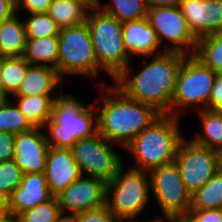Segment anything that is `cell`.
<instances>
[{
	"label": "cell",
	"instance_id": "cell-35",
	"mask_svg": "<svg viewBox=\"0 0 222 222\" xmlns=\"http://www.w3.org/2000/svg\"><path fill=\"white\" fill-rule=\"evenodd\" d=\"M16 12L26 10L29 14L47 13L50 9L52 0H15Z\"/></svg>",
	"mask_w": 222,
	"mask_h": 222
},
{
	"label": "cell",
	"instance_id": "cell-18",
	"mask_svg": "<svg viewBox=\"0 0 222 222\" xmlns=\"http://www.w3.org/2000/svg\"><path fill=\"white\" fill-rule=\"evenodd\" d=\"M62 80L54 68L30 65L20 87L12 96L52 95Z\"/></svg>",
	"mask_w": 222,
	"mask_h": 222
},
{
	"label": "cell",
	"instance_id": "cell-8",
	"mask_svg": "<svg viewBox=\"0 0 222 222\" xmlns=\"http://www.w3.org/2000/svg\"><path fill=\"white\" fill-rule=\"evenodd\" d=\"M217 73L194 55H186L180 66L171 101V115L179 117L185 107L196 106L197 111L208 109L211 89ZM181 109V110H180Z\"/></svg>",
	"mask_w": 222,
	"mask_h": 222
},
{
	"label": "cell",
	"instance_id": "cell-23",
	"mask_svg": "<svg viewBox=\"0 0 222 222\" xmlns=\"http://www.w3.org/2000/svg\"><path fill=\"white\" fill-rule=\"evenodd\" d=\"M197 114H199L202 131L191 141L212 150L222 147V112L203 109Z\"/></svg>",
	"mask_w": 222,
	"mask_h": 222
},
{
	"label": "cell",
	"instance_id": "cell-10",
	"mask_svg": "<svg viewBox=\"0 0 222 222\" xmlns=\"http://www.w3.org/2000/svg\"><path fill=\"white\" fill-rule=\"evenodd\" d=\"M150 192L154 194L163 217L187 215L191 206V193L184 185L175 161L148 171Z\"/></svg>",
	"mask_w": 222,
	"mask_h": 222
},
{
	"label": "cell",
	"instance_id": "cell-43",
	"mask_svg": "<svg viewBox=\"0 0 222 222\" xmlns=\"http://www.w3.org/2000/svg\"><path fill=\"white\" fill-rule=\"evenodd\" d=\"M56 222H79L77 215L61 214Z\"/></svg>",
	"mask_w": 222,
	"mask_h": 222
},
{
	"label": "cell",
	"instance_id": "cell-27",
	"mask_svg": "<svg viewBox=\"0 0 222 222\" xmlns=\"http://www.w3.org/2000/svg\"><path fill=\"white\" fill-rule=\"evenodd\" d=\"M222 207V172L218 171L205 185L191 194L190 209H220Z\"/></svg>",
	"mask_w": 222,
	"mask_h": 222
},
{
	"label": "cell",
	"instance_id": "cell-31",
	"mask_svg": "<svg viewBox=\"0 0 222 222\" xmlns=\"http://www.w3.org/2000/svg\"><path fill=\"white\" fill-rule=\"evenodd\" d=\"M62 212L57 197L19 215L20 222H56Z\"/></svg>",
	"mask_w": 222,
	"mask_h": 222
},
{
	"label": "cell",
	"instance_id": "cell-26",
	"mask_svg": "<svg viewBox=\"0 0 222 222\" xmlns=\"http://www.w3.org/2000/svg\"><path fill=\"white\" fill-rule=\"evenodd\" d=\"M107 4L98 5L106 14L115 17L121 23L136 21L147 17L148 8L145 0H109Z\"/></svg>",
	"mask_w": 222,
	"mask_h": 222
},
{
	"label": "cell",
	"instance_id": "cell-14",
	"mask_svg": "<svg viewBox=\"0 0 222 222\" xmlns=\"http://www.w3.org/2000/svg\"><path fill=\"white\" fill-rule=\"evenodd\" d=\"M43 128L15 134L14 162L25 173H43L49 150Z\"/></svg>",
	"mask_w": 222,
	"mask_h": 222
},
{
	"label": "cell",
	"instance_id": "cell-33",
	"mask_svg": "<svg viewBox=\"0 0 222 222\" xmlns=\"http://www.w3.org/2000/svg\"><path fill=\"white\" fill-rule=\"evenodd\" d=\"M79 222H117L118 219L108 210L106 204L76 214Z\"/></svg>",
	"mask_w": 222,
	"mask_h": 222
},
{
	"label": "cell",
	"instance_id": "cell-2",
	"mask_svg": "<svg viewBox=\"0 0 222 222\" xmlns=\"http://www.w3.org/2000/svg\"><path fill=\"white\" fill-rule=\"evenodd\" d=\"M101 84L106 92L103 91V102H99L101 105L95 103L98 133L124 148L162 113L152 105L127 97L114 84Z\"/></svg>",
	"mask_w": 222,
	"mask_h": 222
},
{
	"label": "cell",
	"instance_id": "cell-19",
	"mask_svg": "<svg viewBox=\"0 0 222 222\" xmlns=\"http://www.w3.org/2000/svg\"><path fill=\"white\" fill-rule=\"evenodd\" d=\"M17 13L1 24L0 29V57L23 56L26 48V29Z\"/></svg>",
	"mask_w": 222,
	"mask_h": 222
},
{
	"label": "cell",
	"instance_id": "cell-46",
	"mask_svg": "<svg viewBox=\"0 0 222 222\" xmlns=\"http://www.w3.org/2000/svg\"><path fill=\"white\" fill-rule=\"evenodd\" d=\"M0 100H4V87L2 81V58L0 57Z\"/></svg>",
	"mask_w": 222,
	"mask_h": 222
},
{
	"label": "cell",
	"instance_id": "cell-17",
	"mask_svg": "<svg viewBox=\"0 0 222 222\" xmlns=\"http://www.w3.org/2000/svg\"><path fill=\"white\" fill-rule=\"evenodd\" d=\"M123 41L130 57L151 56L164 52L148 18L122 23Z\"/></svg>",
	"mask_w": 222,
	"mask_h": 222
},
{
	"label": "cell",
	"instance_id": "cell-21",
	"mask_svg": "<svg viewBox=\"0 0 222 222\" xmlns=\"http://www.w3.org/2000/svg\"><path fill=\"white\" fill-rule=\"evenodd\" d=\"M58 36L27 39L23 57L30 65L48 66L57 70Z\"/></svg>",
	"mask_w": 222,
	"mask_h": 222
},
{
	"label": "cell",
	"instance_id": "cell-45",
	"mask_svg": "<svg viewBox=\"0 0 222 222\" xmlns=\"http://www.w3.org/2000/svg\"><path fill=\"white\" fill-rule=\"evenodd\" d=\"M218 171L222 172V147L215 150Z\"/></svg>",
	"mask_w": 222,
	"mask_h": 222
},
{
	"label": "cell",
	"instance_id": "cell-3",
	"mask_svg": "<svg viewBox=\"0 0 222 222\" xmlns=\"http://www.w3.org/2000/svg\"><path fill=\"white\" fill-rule=\"evenodd\" d=\"M180 118L161 114L124 147L138 165L131 168L150 171L174 161L178 146L185 138L179 129Z\"/></svg>",
	"mask_w": 222,
	"mask_h": 222
},
{
	"label": "cell",
	"instance_id": "cell-16",
	"mask_svg": "<svg viewBox=\"0 0 222 222\" xmlns=\"http://www.w3.org/2000/svg\"><path fill=\"white\" fill-rule=\"evenodd\" d=\"M43 173H25L22 181L9 196L10 213L19 216L22 212L52 199Z\"/></svg>",
	"mask_w": 222,
	"mask_h": 222
},
{
	"label": "cell",
	"instance_id": "cell-13",
	"mask_svg": "<svg viewBox=\"0 0 222 222\" xmlns=\"http://www.w3.org/2000/svg\"><path fill=\"white\" fill-rule=\"evenodd\" d=\"M106 183L100 179L81 176L56 197L62 214L80 212L105 205Z\"/></svg>",
	"mask_w": 222,
	"mask_h": 222
},
{
	"label": "cell",
	"instance_id": "cell-47",
	"mask_svg": "<svg viewBox=\"0 0 222 222\" xmlns=\"http://www.w3.org/2000/svg\"><path fill=\"white\" fill-rule=\"evenodd\" d=\"M84 2L89 8L98 7L101 0H79Z\"/></svg>",
	"mask_w": 222,
	"mask_h": 222
},
{
	"label": "cell",
	"instance_id": "cell-36",
	"mask_svg": "<svg viewBox=\"0 0 222 222\" xmlns=\"http://www.w3.org/2000/svg\"><path fill=\"white\" fill-rule=\"evenodd\" d=\"M187 215L194 222H222L221 209H190Z\"/></svg>",
	"mask_w": 222,
	"mask_h": 222
},
{
	"label": "cell",
	"instance_id": "cell-22",
	"mask_svg": "<svg viewBox=\"0 0 222 222\" xmlns=\"http://www.w3.org/2000/svg\"><path fill=\"white\" fill-rule=\"evenodd\" d=\"M89 7L79 0H52L48 15L62 29L86 20Z\"/></svg>",
	"mask_w": 222,
	"mask_h": 222
},
{
	"label": "cell",
	"instance_id": "cell-34",
	"mask_svg": "<svg viewBox=\"0 0 222 222\" xmlns=\"http://www.w3.org/2000/svg\"><path fill=\"white\" fill-rule=\"evenodd\" d=\"M222 30V0H208V35Z\"/></svg>",
	"mask_w": 222,
	"mask_h": 222
},
{
	"label": "cell",
	"instance_id": "cell-30",
	"mask_svg": "<svg viewBox=\"0 0 222 222\" xmlns=\"http://www.w3.org/2000/svg\"><path fill=\"white\" fill-rule=\"evenodd\" d=\"M27 39L55 37L59 35L60 28L50 18L48 13L29 14L24 20Z\"/></svg>",
	"mask_w": 222,
	"mask_h": 222
},
{
	"label": "cell",
	"instance_id": "cell-48",
	"mask_svg": "<svg viewBox=\"0 0 222 222\" xmlns=\"http://www.w3.org/2000/svg\"><path fill=\"white\" fill-rule=\"evenodd\" d=\"M117 222H139V221L138 220H118ZM144 222H161V221L159 219H153V220H145Z\"/></svg>",
	"mask_w": 222,
	"mask_h": 222
},
{
	"label": "cell",
	"instance_id": "cell-29",
	"mask_svg": "<svg viewBox=\"0 0 222 222\" xmlns=\"http://www.w3.org/2000/svg\"><path fill=\"white\" fill-rule=\"evenodd\" d=\"M35 128L10 98L0 100V132L18 134Z\"/></svg>",
	"mask_w": 222,
	"mask_h": 222
},
{
	"label": "cell",
	"instance_id": "cell-39",
	"mask_svg": "<svg viewBox=\"0 0 222 222\" xmlns=\"http://www.w3.org/2000/svg\"><path fill=\"white\" fill-rule=\"evenodd\" d=\"M16 13L15 0H0V22L11 18Z\"/></svg>",
	"mask_w": 222,
	"mask_h": 222
},
{
	"label": "cell",
	"instance_id": "cell-42",
	"mask_svg": "<svg viewBox=\"0 0 222 222\" xmlns=\"http://www.w3.org/2000/svg\"><path fill=\"white\" fill-rule=\"evenodd\" d=\"M159 219L161 222H194L188 215H175V216H170V217H166L164 219H166L164 221V219L162 218H156Z\"/></svg>",
	"mask_w": 222,
	"mask_h": 222
},
{
	"label": "cell",
	"instance_id": "cell-44",
	"mask_svg": "<svg viewBox=\"0 0 222 222\" xmlns=\"http://www.w3.org/2000/svg\"><path fill=\"white\" fill-rule=\"evenodd\" d=\"M0 222H20V219L19 216L13 213H8L0 216Z\"/></svg>",
	"mask_w": 222,
	"mask_h": 222
},
{
	"label": "cell",
	"instance_id": "cell-11",
	"mask_svg": "<svg viewBox=\"0 0 222 222\" xmlns=\"http://www.w3.org/2000/svg\"><path fill=\"white\" fill-rule=\"evenodd\" d=\"M147 18L164 51L194 55L197 39L190 32L179 6L148 8ZM163 42H168L169 46Z\"/></svg>",
	"mask_w": 222,
	"mask_h": 222
},
{
	"label": "cell",
	"instance_id": "cell-7",
	"mask_svg": "<svg viewBox=\"0 0 222 222\" xmlns=\"http://www.w3.org/2000/svg\"><path fill=\"white\" fill-rule=\"evenodd\" d=\"M58 42L57 72L62 79L66 75H81L91 79L100 74L86 21L60 29Z\"/></svg>",
	"mask_w": 222,
	"mask_h": 222
},
{
	"label": "cell",
	"instance_id": "cell-38",
	"mask_svg": "<svg viewBox=\"0 0 222 222\" xmlns=\"http://www.w3.org/2000/svg\"><path fill=\"white\" fill-rule=\"evenodd\" d=\"M208 109L222 112V73L215 77L208 101Z\"/></svg>",
	"mask_w": 222,
	"mask_h": 222
},
{
	"label": "cell",
	"instance_id": "cell-28",
	"mask_svg": "<svg viewBox=\"0 0 222 222\" xmlns=\"http://www.w3.org/2000/svg\"><path fill=\"white\" fill-rule=\"evenodd\" d=\"M29 66L30 63L23 56L2 58L4 99L11 98L17 92Z\"/></svg>",
	"mask_w": 222,
	"mask_h": 222
},
{
	"label": "cell",
	"instance_id": "cell-1",
	"mask_svg": "<svg viewBox=\"0 0 222 222\" xmlns=\"http://www.w3.org/2000/svg\"><path fill=\"white\" fill-rule=\"evenodd\" d=\"M186 54L176 51L145 56L144 66L135 70L128 65L113 81L127 97L154 106L162 114L171 115V101L176 78Z\"/></svg>",
	"mask_w": 222,
	"mask_h": 222
},
{
	"label": "cell",
	"instance_id": "cell-20",
	"mask_svg": "<svg viewBox=\"0 0 222 222\" xmlns=\"http://www.w3.org/2000/svg\"><path fill=\"white\" fill-rule=\"evenodd\" d=\"M16 105L34 127L43 128L51 119L54 100L57 95L11 96Z\"/></svg>",
	"mask_w": 222,
	"mask_h": 222
},
{
	"label": "cell",
	"instance_id": "cell-37",
	"mask_svg": "<svg viewBox=\"0 0 222 222\" xmlns=\"http://www.w3.org/2000/svg\"><path fill=\"white\" fill-rule=\"evenodd\" d=\"M15 134L0 132V162L14 159Z\"/></svg>",
	"mask_w": 222,
	"mask_h": 222
},
{
	"label": "cell",
	"instance_id": "cell-40",
	"mask_svg": "<svg viewBox=\"0 0 222 222\" xmlns=\"http://www.w3.org/2000/svg\"><path fill=\"white\" fill-rule=\"evenodd\" d=\"M147 8L179 6L181 0H145Z\"/></svg>",
	"mask_w": 222,
	"mask_h": 222
},
{
	"label": "cell",
	"instance_id": "cell-4",
	"mask_svg": "<svg viewBox=\"0 0 222 222\" xmlns=\"http://www.w3.org/2000/svg\"><path fill=\"white\" fill-rule=\"evenodd\" d=\"M95 104L85 106L73 95H57L51 119L44 125L49 147L71 149L76 141L98 133Z\"/></svg>",
	"mask_w": 222,
	"mask_h": 222
},
{
	"label": "cell",
	"instance_id": "cell-41",
	"mask_svg": "<svg viewBox=\"0 0 222 222\" xmlns=\"http://www.w3.org/2000/svg\"><path fill=\"white\" fill-rule=\"evenodd\" d=\"M10 213L9 196L0 190V216Z\"/></svg>",
	"mask_w": 222,
	"mask_h": 222
},
{
	"label": "cell",
	"instance_id": "cell-25",
	"mask_svg": "<svg viewBox=\"0 0 222 222\" xmlns=\"http://www.w3.org/2000/svg\"><path fill=\"white\" fill-rule=\"evenodd\" d=\"M194 56L217 74L222 73V30L197 39Z\"/></svg>",
	"mask_w": 222,
	"mask_h": 222
},
{
	"label": "cell",
	"instance_id": "cell-15",
	"mask_svg": "<svg viewBox=\"0 0 222 222\" xmlns=\"http://www.w3.org/2000/svg\"><path fill=\"white\" fill-rule=\"evenodd\" d=\"M51 194L56 197L82 176L72 150L49 147L44 171Z\"/></svg>",
	"mask_w": 222,
	"mask_h": 222
},
{
	"label": "cell",
	"instance_id": "cell-24",
	"mask_svg": "<svg viewBox=\"0 0 222 222\" xmlns=\"http://www.w3.org/2000/svg\"><path fill=\"white\" fill-rule=\"evenodd\" d=\"M179 8L196 39L208 35V0H181Z\"/></svg>",
	"mask_w": 222,
	"mask_h": 222
},
{
	"label": "cell",
	"instance_id": "cell-9",
	"mask_svg": "<svg viewBox=\"0 0 222 222\" xmlns=\"http://www.w3.org/2000/svg\"><path fill=\"white\" fill-rule=\"evenodd\" d=\"M109 142L97 133L74 143L71 150L82 176L87 174V177L97 178L105 183L112 181L122 166V159Z\"/></svg>",
	"mask_w": 222,
	"mask_h": 222
},
{
	"label": "cell",
	"instance_id": "cell-5",
	"mask_svg": "<svg viewBox=\"0 0 222 222\" xmlns=\"http://www.w3.org/2000/svg\"><path fill=\"white\" fill-rule=\"evenodd\" d=\"M97 64L113 80L130 64L124 46L122 23L98 7L90 8L86 17Z\"/></svg>",
	"mask_w": 222,
	"mask_h": 222
},
{
	"label": "cell",
	"instance_id": "cell-32",
	"mask_svg": "<svg viewBox=\"0 0 222 222\" xmlns=\"http://www.w3.org/2000/svg\"><path fill=\"white\" fill-rule=\"evenodd\" d=\"M22 177L23 172L14 160L0 162V190L8 196L20 185Z\"/></svg>",
	"mask_w": 222,
	"mask_h": 222
},
{
	"label": "cell",
	"instance_id": "cell-12",
	"mask_svg": "<svg viewBox=\"0 0 222 222\" xmlns=\"http://www.w3.org/2000/svg\"><path fill=\"white\" fill-rule=\"evenodd\" d=\"M174 161L184 185L191 194L218 172L215 150L199 146L185 138L178 146Z\"/></svg>",
	"mask_w": 222,
	"mask_h": 222
},
{
	"label": "cell",
	"instance_id": "cell-6",
	"mask_svg": "<svg viewBox=\"0 0 222 222\" xmlns=\"http://www.w3.org/2000/svg\"><path fill=\"white\" fill-rule=\"evenodd\" d=\"M150 195L148 171L129 167L125 172L122 165L112 181L106 183L105 204L118 220H138Z\"/></svg>",
	"mask_w": 222,
	"mask_h": 222
}]
</instances>
